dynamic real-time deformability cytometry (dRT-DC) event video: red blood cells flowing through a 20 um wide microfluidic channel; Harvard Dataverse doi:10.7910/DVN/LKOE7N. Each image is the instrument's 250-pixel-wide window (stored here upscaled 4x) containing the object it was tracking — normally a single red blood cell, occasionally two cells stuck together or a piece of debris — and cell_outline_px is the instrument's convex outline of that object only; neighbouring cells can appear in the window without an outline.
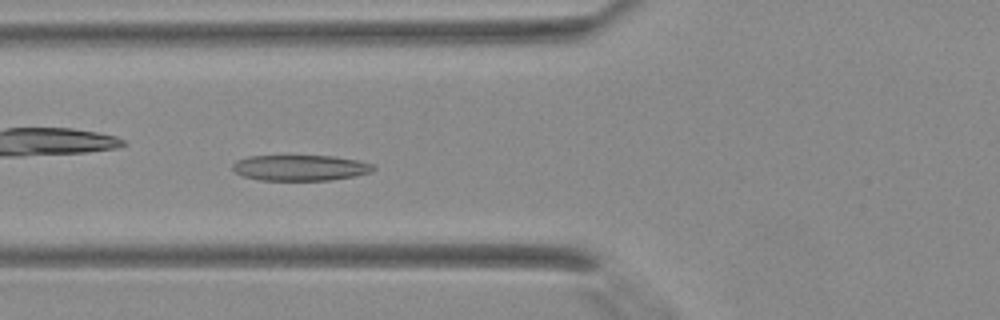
{"species": "Egyptian fruit bat (a non-hibernating species)", "species_latin": "Rousettus aegyptiacus", "temperature_condition": "warm", "stored_images_in_passage": 44, "camera_frame_rate_fps": 3000, "um_per_image_px": 0.085, "animal": {"sex": "female"}, "frame": {"image": 1, "passage_image": 18, "time_ms": 5.667, "image_size_px": [1000, 320], "cell_outline_px": [[376, 168], [372, 172], [356, 176], [332, 180], [260, 180], [244, 176], [236, 172], [232, 168], [232, 164], [236, 160], [248, 156], [332, 156], [356, 160], [372, 164]], "centroid_in_image_um": [25.53, 14.26], "position_along_channel_um": 100.3, "area_um2": 21.1}}
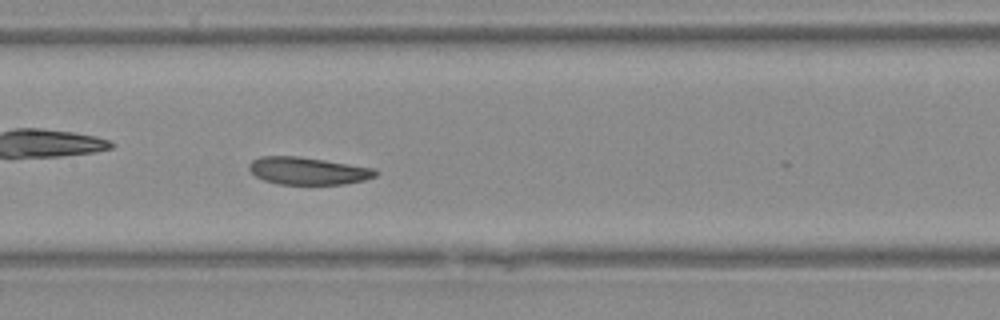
{"frame": {"image": 2, "passage_image": 23, "time_ms": 7.333, "image_size_px": [1000, 320], "cell_outline_px": [[376, 176], [364, 180], [344, 184], [280, 184], [264, 180], [256, 176], [248, 168], [248, 164], [252, 160], [260, 156], [300, 156], [372, 168], [376, 172]], "centroid_in_image_um": [26.12, 14.52], "position_along_channel_um": 181.3, "area_um2": 20.0}}
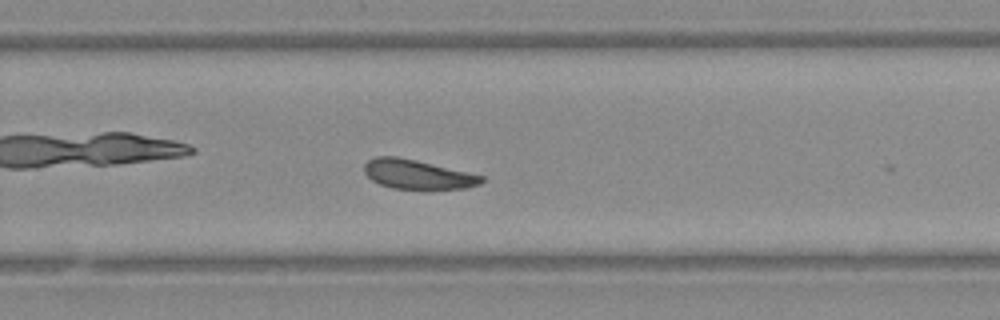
{"frame": {"image": 3, "passage_image": 30, "time_ms": 9.667, "image_size_px": [1000, 320], "cell_outline_px": [[484, 180], [480, 184], [468, 188], [392, 188], [380, 184], [372, 180], [364, 172], [364, 164], [368, 160], [376, 156], [396, 156], [416, 160], [484, 176]], "centroid_in_image_um": [35.46, 14.81], "position_along_channel_um": 294.3, "area_um2": 19.71}}